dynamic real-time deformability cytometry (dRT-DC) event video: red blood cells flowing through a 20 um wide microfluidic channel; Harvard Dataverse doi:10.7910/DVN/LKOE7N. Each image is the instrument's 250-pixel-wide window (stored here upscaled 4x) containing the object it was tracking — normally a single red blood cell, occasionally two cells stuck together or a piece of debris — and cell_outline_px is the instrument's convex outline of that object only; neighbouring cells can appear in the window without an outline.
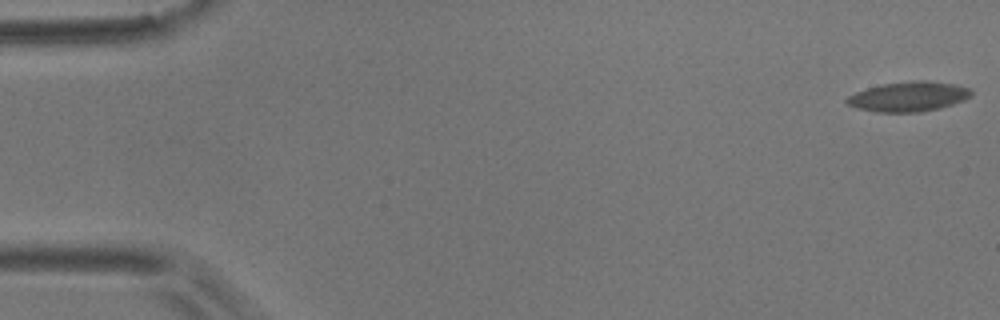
{"species": "common noctule bat (a hibernating species)", "species_latin": "Nyctalus noctula", "temperature_condition": "room temperature", "stored_images_in_passage": 4, "camera_frame_rate_fps": 3000, "um_per_image_px": 0.085, "animal": {"sex": "male", "body_mass_g": 17.9}, "frame": {"image": 1, "passage_image": 1, "time_ms": 0.0, "image_size_px": [1000, 320], "cell_outline_px": [[972, 96], [964, 100], [940, 108], [920, 112], [876, 112], [856, 108], [848, 104], [844, 100], [848, 96], [856, 92], [868, 88], [884, 84], [912, 80], [928, 80], [956, 84], [968, 88], [972, 92]], "centroid_in_image_um": [77.24, 8.21], "position_along_channel_um": 7.8, "area_um2": 21.68}}